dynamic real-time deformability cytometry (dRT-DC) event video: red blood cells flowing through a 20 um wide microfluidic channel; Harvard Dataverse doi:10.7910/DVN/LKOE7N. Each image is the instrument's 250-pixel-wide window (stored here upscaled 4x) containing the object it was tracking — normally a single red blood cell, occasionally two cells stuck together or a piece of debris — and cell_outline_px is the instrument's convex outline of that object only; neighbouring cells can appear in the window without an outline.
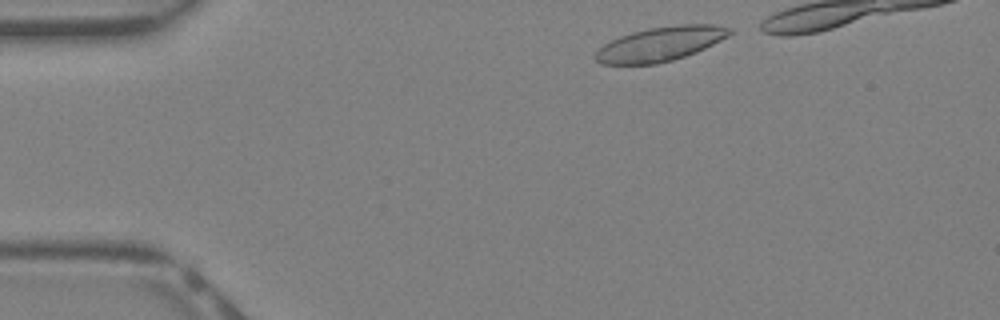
{"species": "Egyptian fruit bat (a non-hibernating species)", "species_latin": "Rousettus aegyptiacus", "temperature_condition": "warm", "stored_images_in_passage": 29, "camera_frame_rate_fps": 3000, "um_per_image_px": 0.085, "animal": {"sex": "female"}, "frame": {"image": 1, "passage_image": 2, "time_ms": 0.333, "image_size_px": [1000, 320], "cell_outline_px": [[732, 32], [728, 36], [696, 52], [672, 60], [656, 64], [600, 64], [596, 60], [596, 52], [604, 44], [620, 36], [632, 32], [648, 28], [680, 24], [712, 24], [732, 28]], "centroid_in_image_um": [56.14, 3.73], "position_along_channel_um": 28.9, "area_um2": 26.59}}
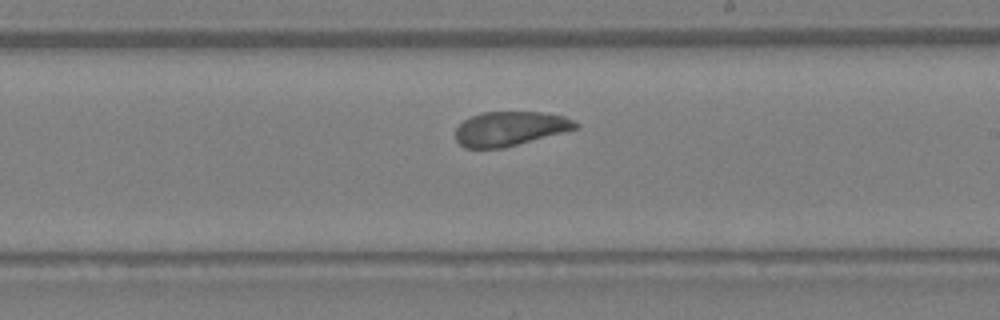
{"frame": {"image": 2, "passage_image": 19, "time_ms": 6.0, "image_size_px": [1000, 320], "cell_outline_px": [[580, 128], [500, 148], [464, 148], [456, 140], [456, 128], [464, 120], [472, 116], [484, 112], [540, 112], [564, 116], [580, 124]], "centroid_in_image_um": [43.35, 10.93], "position_along_channel_um": 245.6, "area_um2": 23.76}}
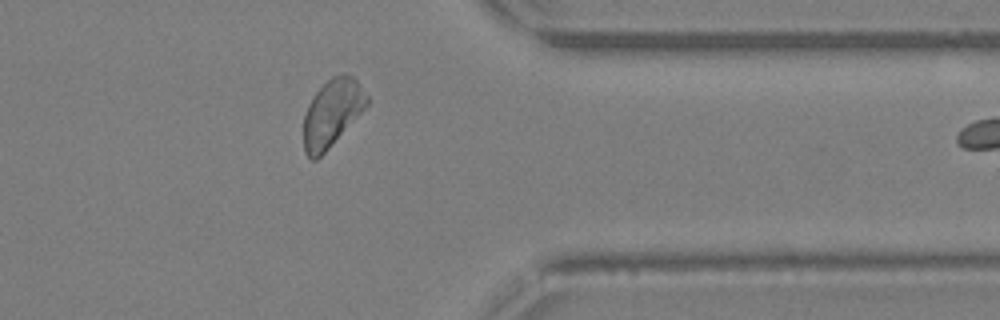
{"frame": {"image": 3, "passage_image": 28, "time_ms": 9.0, "image_size_px": [1000, 320], "cell_outline_px": [[368, 104], [328, 148], [316, 160], [312, 160], [304, 152], [304, 116], [308, 104], [316, 92], [332, 76], [352, 76], [356, 80], [368, 96]], "centroid_in_image_um": [28.2, 9.62], "position_along_channel_um": 383.2, "area_um2": 23.99}}